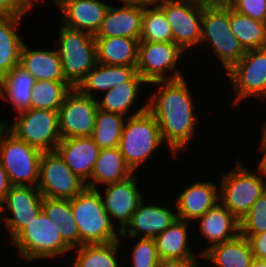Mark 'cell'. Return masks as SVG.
Returning a JSON list of instances; mask_svg holds the SVG:
<instances>
[{"label": "cell", "instance_id": "51", "mask_svg": "<svg viewBox=\"0 0 266 267\" xmlns=\"http://www.w3.org/2000/svg\"><path fill=\"white\" fill-rule=\"evenodd\" d=\"M194 1H199V2H202V3H210V2H213V1H216V0H194Z\"/></svg>", "mask_w": 266, "mask_h": 267}, {"label": "cell", "instance_id": "28", "mask_svg": "<svg viewBox=\"0 0 266 267\" xmlns=\"http://www.w3.org/2000/svg\"><path fill=\"white\" fill-rule=\"evenodd\" d=\"M201 257L218 267H250L253 254L249 240L239 233L229 241L210 247Z\"/></svg>", "mask_w": 266, "mask_h": 267}, {"label": "cell", "instance_id": "41", "mask_svg": "<svg viewBox=\"0 0 266 267\" xmlns=\"http://www.w3.org/2000/svg\"><path fill=\"white\" fill-rule=\"evenodd\" d=\"M32 4V0H0V16L25 15Z\"/></svg>", "mask_w": 266, "mask_h": 267}, {"label": "cell", "instance_id": "19", "mask_svg": "<svg viewBox=\"0 0 266 267\" xmlns=\"http://www.w3.org/2000/svg\"><path fill=\"white\" fill-rule=\"evenodd\" d=\"M144 6L124 4L109 6L94 37H126L140 39Z\"/></svg>", "mask_w": 266, "mask_h": 267}, {"label": "cell", "instance_id": "6", "mask_svg": "<svg viewBox=\"0 0 266 267\" xmlns=\"http://www.w3.org/2000/svg\"><path fill=\"white\" fill-rule=\"evenodd\" d=\"M258 166L259 174H256L244 168L238 160L236 167L221 178V204L239 221L266 190V182L262 177V174L266 175V170L260 164Z\"/></svg>", "mask_w": 266, "mask_h": 267}, {"label": "cell", "instance_id": "30", "mask_svg": "<svg viewBox=\"0 0 266 267\" xmlns=\"http://www.w3.org/2000/svg\"><path fill=\"white\" fill-rule=\"evenodd\" d=\"M23 15L0 16V79L19 65L24 42L16 33Z\"/></svg>", "mask_w": 266, "mask_h": 267}, {"label": "cell", "instance_id": "14", "mask_svg": "<svg viewBox=\"0 0 266 267\" xmlns=\"http://www.w3.org/2000/svg\"><path fill=\"white\" fill-rule=\"evenodd\" d=\"M236 98L234 103L246 97L266 98V47L247 50L243 58L228 72Z\"/></svg>", "mask_w": 266, "mask_h": 267}, {"label": "cell", "instance_id": "23", "mask_svg": "<svg viewBox=\"0 0 266 267\" xmlns=\"http://www.w3.org/2000/svg\"><path fill=\"white\" fill-rule=\"evenodd\" d=\"M19 65L36 80L66 82L57 49L53 51L30 50L24 43L20 53Z\"/></svg>", "mask_w": 266, "mask_h": 267}, {"label": "cell", "instance_id": "42", "mask_svg": "<svg viewBox=\"0 0 266 267\" xmlns=\"http://www.w3.org/2000/svg\"><path fill=\"white\" fill-rule=\"evenodd\" d=\"M253 258L266 260V232L250 237Z\"/></svg>", "mask_w": 266, "mask_h": 267}, {"label": "cell", "instance_id": "29", "mask_svg": "<svg viewBox=\"0 0 266 267\" xmlns=\"http://www.w3.org/2000/svg\"><path fill=\"white\" fill-rule=\"evenodd\" d=\"M188 221L176 219L165 231L155 238V244L160 259L197 260L187 244Z\"/></svg>", "mask_w": 266, "mask_h": 267}, {"label": "cell", "instance_id": "47", "mask_svg": "<svg viewBox=\"0 0 266 267\" xmlns=\"http://www.w3.org/2000/svg\"><path fill=\"white\" fill-rule=\"evenodd\" d=\"M250 267H266V260L253 258Z\"/></svg>", "mask_w": 266, "mask_h": 267}, {"label": "cell", "instance_id": "43", "mask_svg": "<svg viewBox=\"0 0 266 267\" xmlns=\"http://www.w3.org/2000/svg\"><path fill=\"white\" fill-rule=\"evenodd\" d=\"M157 267H199L197 260L160 259Z\"/></svg>", "mask_w": 266, "mask_h": 267}, {"label": "cell", "instance_id": "5", "mask_svg": "<svg viewBox=\"0 0 266 267\" xmlns=\"http://www.w3.org/2000/svg\"><path fill=\"white\" fill-rule=\"evenodd\" d=\"M61 26L57 51L65 81L72 88H77L97 64L95 38L88 32Z\"/></svg>", "mask_w": 266, "mask_h": 267}, {"label": "cell", "instance_id": "11", "mask_svg": "<svg viewBox=\"0 0 266 267\" xmlns=\"http://www.w3.org/2000/svg\"><path fill=\"white\" fill-rule=\"evenodd\" d=\"M206 4L194 0H160L157 4L170 24L173 42L184 51L200 44L202 13Z\"/></svg>", "mask_w": 266, "mask_h": 267}, {"label": "cell", "instance_id": "1", "mask_svg": "<svg viewBox=\"0 0 266 267\" xmlns=\"http://www.w3.org/2000/svg\"><path fill=\"white\" fill-rule=\"evenodd\" d=\"M163 83V84H162ZM161 84L158 94L151 97L147 110L155 117L162 141L169 144L175 155L178 150L187 148L194 135V125L198 120L193 112V99L183 78L156 81Z\"/></svg>", "mask_w": 266, "mask_h": 267}, {"label": "cell", "instance_id": "16", "mask_svg": "<svg viewBox=\"0 0 266 267\" xmlns=\"http://www.w3.org/2000/svg\"><path fill=\"white\" fill-rule=\"evenodd\" d=\"M137 180L136 176L132 175L123 181L107 184L105 197L102 198L110 219L113 217L120 222V233L129 224L132 214L143 199L137 189Z\"/></svg>", "mask_w": 266, "mask_h": 267}, {"label": "cell", "instance_id": "7", "mask_svg": "<svg viewBox=\"0 0 266 267\" xmlns=\"http://www.w3.org/2000/svg\"><path fill=\"white\" fill-rule=\"evenodd\" d=\"M60 225L50 220L41 211L39 215L27 223V226L12 240L21 257L27 261L55 257L70 251L63 242Z\"/></svg>", "mask_w": 266, "mask_h": 267}, {"label": "cell", "instance_id": "25", "mask_svg": "<svg viewBox=\"0 0 266 267\" xmlns=\"http://www.w3.org/2000/svg\"><path fill=\"white\" fill-rule=\"evenodd\" d=\"M134 172L126 164L118 147L100 149L91 174V181L86 182V187L98 189L95 183L110 184L123 181Z\"/></svg>", "mask_w": 266, "mask_h": 267}, {"label": "cell", "instance_id": "34", "mask_svg": "<svg viewBox=\"0 0 266 267\" xmlns=\"http://www.w3.org/2000/svg\"><path fill=\"white\" fill-rule=\"evenodd\" d=\"M124 117L121 114L97 110L92 139L100 149L119 147Z\"/></svg>", "mask_w": 266, "mask_h": 267}, {"label": "cell", "instance_id": "21", "mask_svg": "<svg viewBox=\"0 0 266 267\" xmlns=\"http://www.w3.org/2000/svg\"><path fill=\"white\" fill-rule=\"evenodd\" d=\"M219 187L212 182H195L179 194L176 200L177 219L190 222L199 219L215 206L219 198Z\"/></svg>", "mask_w": 266, "mask_h": 267}, {"label": "cell", "instance_id": "20", "mask_svg": "<svg viewBox=\"0 0 266 267\" xmlns=\"http://www.w3.org/2000/svg\"><path fill=\"white\" fill-rule=\"evenodd\" d=\"M140 201L132 214L129 224L121 232L120 237H136L144 232L142 238H155L165 231L176 219L177 215L169 208L156 205H143Z\"/></svg>", "mask_w": 266, "mask_h": 267}, {"label": "cell", "instance_id": "24", "mask_svg": "<svg viewBox=\"0 0 266 267\" xmlns=\"http://www.w3.org/2000/svg\"><path fill=\"white\" fill-rule=\"evenodd\" d=\"M97 63L113 66H137L139 39L94 37Z\"/></svg>", "mask_w": 266, "mask_h": 267}, {"label": "cell", "instance_id": "33", "mask_svg": "<svg viewBox=\"0 0 266 267\" xmlns=\"http://www.w3.org/2000/svg\"><path fill=\"white\" fill-rule=\"evenodd\" d=\"M230 29L245 51L266 47V23L238 13L231 7Z\"/></svg>", "mask_w": 266, "mask_h": 267}, {"label": "cell", "instance_id": "49", "mask_svg": "<svg viewBox=\"0 0 266 267\" xmlns=\"http://www.w3.org/2000/svg\"><path fill=\"white\" fill-rule=\"evenodd\" d=\"M264 128H263V134H262V143H266V123L264 124V126H263Z\"/></svg>", "mask_w": 266, "mask_h": 267}, {"label": "cell", "instance_id": "15", "mask_svg": "<svg viewBox=\"0 0 266 267\" xmlns=\"http://www.w3.org/2000/svg\"><path fill=\"white\" fill-rule=\"evenodd\" d=\"M4 203L7 204L3 209L7 208L13 216L4 218L13 240L42 211L43 196L34 186H12Z\"/></svg>", "mask_w": 266, "mask_h": 267}, {"label": "cell", "instance_id": "31", "mask_svg": "<svg viewBox=\"0 0 266 267\" xmlns=\"http://www.w3.org/2000/svg\"><path fill=\"white\" fill-rule=\"evenodd\" d=\"M42 211L50 220L60 225L62 240L71 250L80 247L79 231L70 200L43 197Z\"/></svg>", "mask_w": 266, "mask_h": 267}, {"label": "cell", "instance_id": "48", "mask_svg": "<svg viewBox=\"0 0 266 267\" xmlns=\"http://www.w3.org/2000/svg\"><path fill=\"white\" fill-rule=\"evenodd\" d=\"M262 149H264V157H262V160L259 162V164L266 170V143H261Z\"/></svg>", "mask_w": 266, "mask_h": 267}, {"label": "cell", "instance_id": "10", "mask_svg": "<svg viewBox=\"0 0 266 267\" xmlns=\"http://www.w3.org/2000/svg\"><path fill=\"white\" fill-rule=\"evenodd\" d=\"M37 188L43 197L70 200L86 188V183L56 151H47L40 158Z\"/></svg>", "mask_w": 266, "mask_h": 267}, {"label": "cell", "instance_id": "27", "mask_svg": "<svg viewBox=\"0 0 266 267\" xmlns=\"http://www.w3.org/2000/svg\"><path fill=\"white\" fill-rule=\"evenodd\" d=\"M137 72L136 66H113L97 63L88 72L77 89L88 97H94L91 91L104 92L127 82Z\"/></svg>", "mask_w": 266, "mask_h": 267}, {"label": "cell", "instance_id": "36", "mask_svg": "<svg viewBox=\"0 0 266 267\" xmlns=\"http://www.w3.org/2000/svg\"><path fill=\"white\" fill-rule=\"evenodd\" d=\"M71 89L67 82L36 80L32 89L31 108L58 111Z\"/></svg>", "mask_w": 266, "mask_h": 267}, {"label": "cell", "instance_id": "35", "mask_svg": "<svg viewBox=\"0 0 266 267\" xmlns=\"http://www.w3.org/2000/svg\"><path fill=\"white\" fill-rule=\"evenodd\" d=\"M119 241L105 244H84L78 247L72 267H119L116 260Z\"/></svg>", "mask_w": 266, "mask_h": 267}, {"label": "cell", "instance_id": "2", "mask_svg": "<svg viewBox=\"0 0 266 267\" xmlns=\"http://www.w3.org/2000/svg\"><path fill=\"white\" fill-rule=\"evenodd\" d=\"M102 197L98 189L86 187L70 199L73 217L79 231L80 246L120 240L121 233L114 230L112 220L104 209Z\"/></svg>", "mask_w": 266, "mask_h": 267}, {"label": "cell", "instance_id": "8", "mask_svg": "<svg viewBox=\"0 0 266 267\" xmlns=\"http://www.w3.org/2000/svg\"><path fill=\"white\" fill-rule=\"evenodd\" d=\"M42 153L43 151L20 140L10 131L4 135L0 143V163L12 186L37 187Z\"/></svg>", "mask_w": 266, "mask_h": 267}, {"label": "cell", "instance_id": "50", "mask_svg": "<svg viewBox=\"0 0 266 267\" xmlns=\"http://www.w3.org/2000/svg\"><path fill=\"white\" fill-rule=\"evenodd\" d=\"M3 206H4L3 201L0 200V222H1V216H2V214L4 213V212H3V210H4V209H3Z\"/></svg>", "mask_w": 266, "mask_h": 267}, {"label": "cell", "instance_id": "4", "mask_svg": "<svg viewBox=\"0 0 266 267\" xmlns=\"http://www.w3.org/2000/svg\"><path fill=\"white\" fill-rule=\"evenodd\" d=\"M125 121L118 148L126 164L135 172L163 141L158 123L147 110V104Z\"/></svg>", "mask_w": 266, "mask_h": 267}, {"label": "cell", "instance_id": "3", "mask_svg": "<svg viewBox=\"0 0 266 267\" xmlns=\"http://www.w3.org/2000/svg\"><path fill=\"white\" fill-rule=\"evenodd\" d=\"M201 28L200 44L209 42L208 46L228 72L246 52L230 29V6L224 0L207 3L203 7Z\"/></svg>", "mask_w": 266, "mask_h": 267}, {"label": "cell", "instance_id": "44", "mask_svg": "<svg viewBox=\"0 0 266 267\" xmlns=\"http://www.w3.org/2000/svg\"><path fill=\"white\" fill-rule=\"evenodd\" d=\"M12 187L9 176L7 175L6 170L0 163V200L3 201L7 192Z\"/></svg>", "mask_w": 266, "mask_h": 267}, {"label": "cell", "instance_id": "17", "mask_svg": "<svg viewBox=\"0 0 266 267\" xmlns=\"http://www.w3.org/2000/svg\"><path fill=\"white\" fill-rule=\"evenodd\" d=\"M63 13L62 25L95 35L109 8L99 0H54Z\"/></svg>", "mask_w": 266, "mask_h": 267}, {"label": "cell", "instance_id": "9", "mask_svg": "<svg viewBox=\"0 0 266 267\" xmlns=\"http://www.w3.org/2000/svg\"><path fill=\"white\" fill-rule=\"evenodd\" d=\"M9 131L43 152L55 151L61 141L58 111L31 108L21 112Z\"/></svg>", "mask_w": 266, "mask_h": 267}, {"label": "cell", "instance_id": "45", "mask_svg": "<svg viewBox=\"0 0 266 267\" xmlns=\"http://www.w3.org/2000/svg\"><path fill=\"white\" fill-rule=\"evenodd\" d=\"M124 4L151 6L157 5L160 0H121Z\"/></svg>", "mask_w": 266, "mask_h": 267}, {"label": "cell", "instance_id": "32", "mask_svg": "<svg viewBox=\"0 0 266 267\" xmlns=\"http://www.w3.org/2000/svg\"><path fill=\"white\" fill-rule=\"evenodd\" d=\"M141 83L147 82L136 72L127 82L105 91L102 101L97 100L98 109L125 116L136 102Z\"/></svg>", "mask_w": 266, "mask_h": 267}, {"label": "cell", "instance_id": "38", "mask_svg": "<svg viewBox=\"0 0 266 267\" xmlns=\"http://www.w3.org/2000/svg\"><path fill=\"white\" fill-rule=\"evenodd\" d=\"M240 234L247 239L266 232V190L239 221Z\"/></svg>", "mask_w": 266, "mask_h": 267}, {"label": "cell", "instance_id": "40", "mask_svg": "<svg viewBox=\"0 0 266 267\" xmlns=\"http://www.w3.org/2000/svg\"><path fill=\"white\" fill-rule=\"evenodd\" d=\"M234 11L266 23V0H224Z\"/></svg>", "mask_w": 266, "mask_h": 267}, {"label": "cell", "instance_id": "39", "mask_svg": "<svg viewBox=\"0 0 266 267\" xmlns=\"http://www.w3.org/2000/svg\"><path fill=\"white\" fill-rule=\"evenodd\" d=\"M159 256L154 238H140L132 251L133 267H157Z\"/></svg>", "mask_w": 266, "mask_h": 267}, {"label": "cell", "instance_id": "18", "mask_svg": "<svg viewBox=\"0 0 266 267\" xmlns=\"http://www.w3.org/2000/svg\"><path fill=\"white\" fill-rule=\"evenodd\" d=\"M72 172L85 183L91 177L100 151L92 137L61 139L55 150Z\"/></svg>", "mask_w": 266, "mask_h": 267}, {"label": "cell", "instance_id": "46", "mask_svg": "<svg viewBox=\"0 0 266 267\" xmlns=\"http://www.w3.org/2000/svg\"><path fill=\"white\" fill-rule=\"evenodd\" d=\"M9 131V125L6 122H2L0 120V143L2 142V139L4 135Z\"/></svg>", "mask_w": 266, "mask_h": 267}, {"label": "cell", "instance_id": "37", "mask_svg": "<svg viewBox=\"0 0 266 267\" xmlns=\"http://www.w3.org/2000/svg\"><path fill=\"white\" fill-rule=\"evenodd\" d=\"M139 42H173L170 24L158 5L144 6Z\"/></svg>", "mask_w": 266, "mask_h": 267}, {"label": "cell", "instance_id": "13", "mask_svg": "<svg viewBox=\"0 0 266 267\" xmlns=\"http://www.w3.org/2000/svg\"><path fill=\"white\" fill-rule=\"evenodd\" d=\"M97 110L96 98L88 97L77 88H72L58 109L61 139L92 137Z\"/></svg>", "mask_w": 266, "mask_h": 267}, {"label": "cell", "instance_id": "22", "mask_svg": "<svg viewBox=\"0 0 266 267\" xmlns=\"http://www.w3.org/2000/svg\"><path fill=\"white\" fill-rule=\"evenodd\" d=\"M197 220L201 221L202 235H205L211 243L199 256H202L210 247L229 241L240 233L239 220L220 202Z\"/></svg>", "mask_w": 266, "mask_h": 267}, {"label": "cell", "instance_id": "12", "mask_svg": "<svg viewBox=\"0 0 266 267\" xmlns=\"http://www.w3.org/2000/svg\"><path fill=\"white\" fill-rule=\"evenodd\" d=\"M184 50L174 42H139L136 70L147 83L183 78L176 70L178 58ZM173 71L170 77L166 71Z\"/></svg>", "mask_w": 266, "mask_h": 267}, {"label": "cell", "instance_id": "26", "mask_svg": "<svg viewBox=\"0 0 266 267\" xmlns=\"http://www.w3.org/2000/svg\"><path fill=\"white\" fill-rule=\"evenodd\" d=\"M35 82L36 79L27 70L17 65L0 79V97L13 103L18 114L27 111L31 109Z\"/></svg>", "mask_w": 266, "mask_h": 267}]
</instances>
